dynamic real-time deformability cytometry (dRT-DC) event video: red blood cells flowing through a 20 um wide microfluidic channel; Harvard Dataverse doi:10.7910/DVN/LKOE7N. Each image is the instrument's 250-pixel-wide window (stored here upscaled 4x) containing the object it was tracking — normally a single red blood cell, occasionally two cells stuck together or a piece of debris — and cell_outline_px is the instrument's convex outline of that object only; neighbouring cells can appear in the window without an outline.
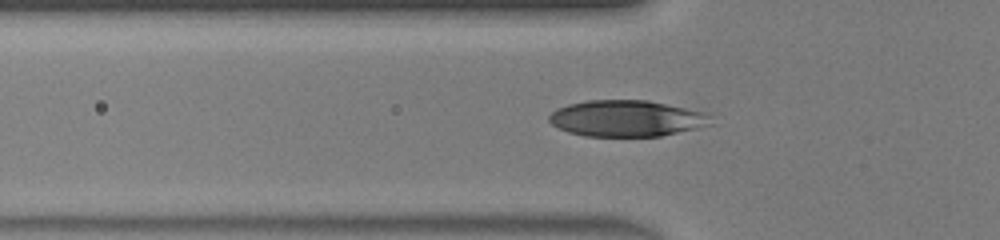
{"species": "human", "species_latin": "Homo sapiens", "temperature_condition": "warm", "stored_images_in_passage": 36, "camera_frame_rate_fps": 3000, "um_per_image_px": 0.085, "donor": {"sex": "male"}, "frame": {"image": 1, "passage_image": 7, "time_ms": 2.0, "image_size_px": [1000, 240], "cell_outline_px": [[716, 124], [660, 136], [584, 136], [568, 132], [552, 124], [548, 120], [548, 116], [556, 108], [568, 104], [588, 100], [648, 100], [708, 112]], "centroid_in_image_um": [53.32, 10.06], "position_along_channel_um": 72.5, "area_um2": 34.56}}
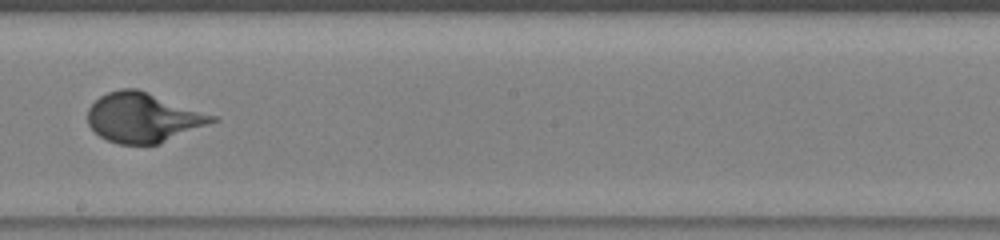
{"frame": {"image": 2, "passage_image": 18, "time_ms": 5.667, "image_size_px": [1000, 240], "cell_outline_px": [[220, 120], [156, 144], [120, 144], [108, 140], [100, 136], [88, 124], [88, 108], [100, 96], [108, 92], [120, 88], [136, 88], [220, 116]], "centroid_in_image_um": [12.21, 9.97], "position_along_channel_um": 236.0, "area_um2": 35.89}}
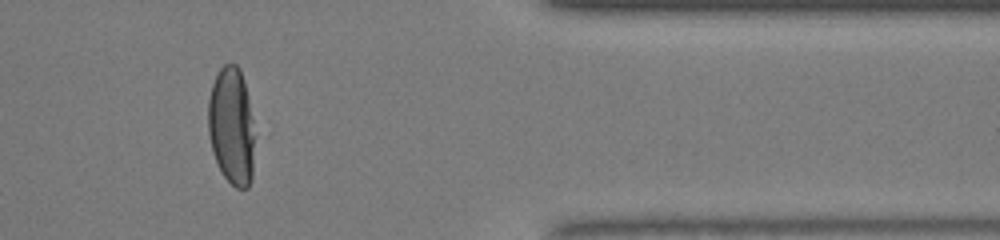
{"frame": {"image": 3, "passage_image": 30, "time_ms": 9.667, "image_size_px": [1000, 240], "cell_outline_px": [[252, 180], [248, 188], [236, 188], [224, 176], [212, 152], [208, 132], [208, 100], [212, 84], [220, 68], [224, 64], [236, 64], [240, 68], [248, 96], [252, 120]], "centroid_in_image_um": [19.65, 10.7], "position_along_channel_um": 391.7, "area_um2": 31.44}, "authors_computed_cell_mechanics": {"area_um2": 35.5759, "velocity_mm_per_s": 4.4502, "shape_relaxation_time_tau1_ms": 3.8748, "shape_relaxation_time_tau2_ms": null, "deformation_change_tau1": 0.2529, "deformation_change_tau2": null}}